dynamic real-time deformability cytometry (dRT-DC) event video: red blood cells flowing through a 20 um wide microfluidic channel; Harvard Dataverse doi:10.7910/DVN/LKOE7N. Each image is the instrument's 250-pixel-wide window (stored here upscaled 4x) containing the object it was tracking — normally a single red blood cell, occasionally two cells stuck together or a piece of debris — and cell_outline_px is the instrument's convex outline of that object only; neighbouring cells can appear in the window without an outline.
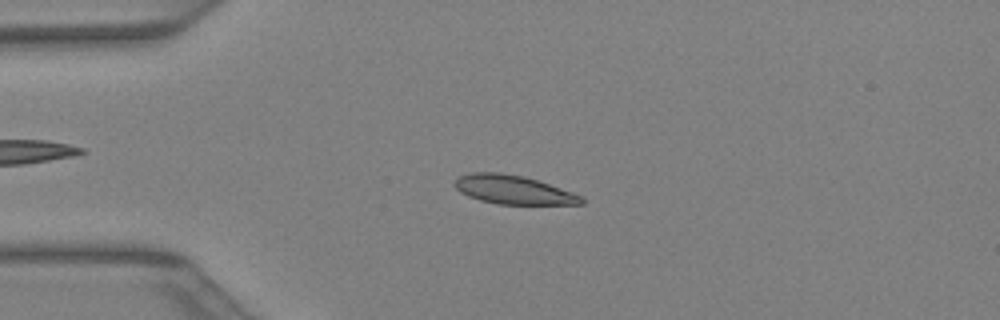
{"species": "Egyptian fruit bat (a non-hibernating species)", "species_latin": "Rousettus aegyptiacus", "temperature_condition": "warm", "stored_images_in_passage": 41, "camera_frame_rate_fps": 3000, "um_per_image_px": 0.085, "animal": {"sex": "female"}, "frame": {"image": 1, "passage_image": 10, "time_ms": 3.0, "image_size_px": [1000, 320], "cell_outline_px": [[584, 204], [496, 204], [480, 200], [468, 196], [460, 192], [452, 184], [460, 176], [472, 172], [500, 172], [524, 176], [584, 196]], "centroid_in_image_um": [43.62, 16.13], "position_along_channel_um": 41.4, "area_um2": 21.21}}
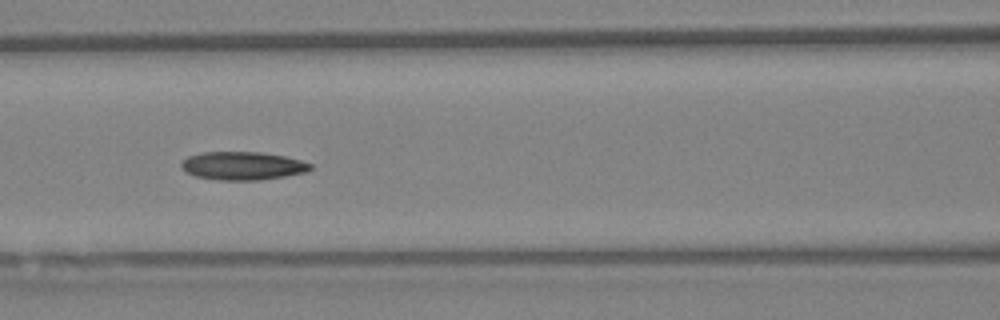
{"frame": {"image": 2, "passage_image": 18, "time_ms": 5.667, "image_size_px": [1000, 320], "cell_outline_px": [[312, 168], [308, 172], [260, 180], [220, 180], [196, 176], [180, 168], [180, 164], [188, 156], [204, 152], [260, 152], [284, 156], [300, 160], [312, 164]], "centroid_in_image_um": [20.64, 14.09], "position_along_channel_um": 146.0, "area_um2": 21.15}}
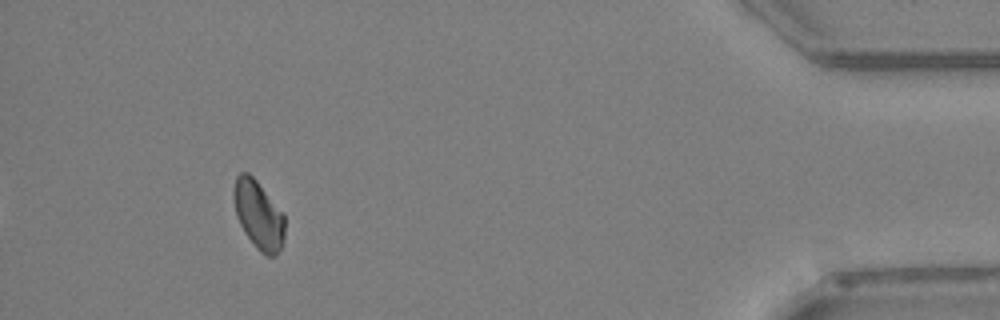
{"frame": {"image": 3, "passage_image": 38, "time_ms": 12.333, "image_size_px": [1000, 320], "cell_outline_px": [[284, 240], [276, 256], [268, 256], [260, 252], [256, 248], [244, 232], [236, 216], [232, 196], [232, 192], [236, 176], [240, 172], [248, 172], [256, 180], [284, 216]], "centroid_in_image_um": [21.93, 18.27], "position_along_channel_um": 413.3, "area_um2": 20.23}}